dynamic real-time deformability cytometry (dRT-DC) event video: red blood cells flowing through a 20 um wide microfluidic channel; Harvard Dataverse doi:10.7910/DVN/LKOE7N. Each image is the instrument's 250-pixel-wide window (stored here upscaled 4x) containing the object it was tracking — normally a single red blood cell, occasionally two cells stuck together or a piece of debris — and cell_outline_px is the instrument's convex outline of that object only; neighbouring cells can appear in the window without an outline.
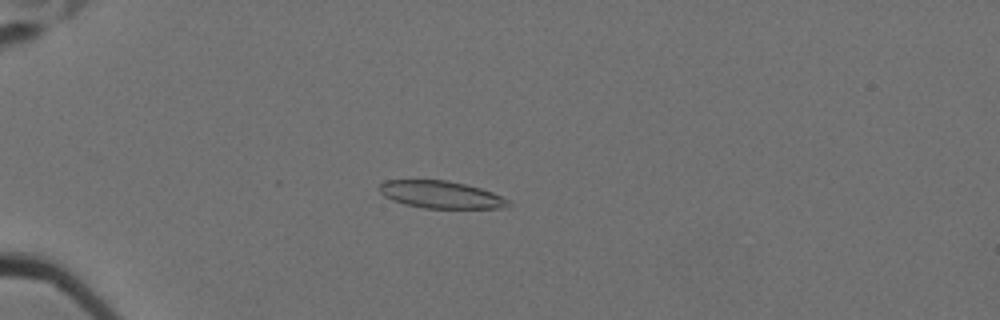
{"species": "Egyptian fruit bat (a non-hibernating species)", "species_latin": "Rousettus aegyptiacus", "temperature_condition": "cold", "stored_images_in_passage": 59, "camera_frame_rate_fps": 3000, "um_per_image_px": 0.085, "animal": {"sex": "female"}, "frame": {"image": 1, "passage_image": 17, "time_ms": 5.333, "image_size_px": [1000, 320], "cell_outline_px": [[512, 204], [504, 208], [424, 208], [404, 204], [392, 200], [384, 196], [380, 192], [380, 184], [384, 180], [448, 180], [480, 188], [492, 192], [508, 200]], "centroid_in_image_um": [37.47, 16.54], "position_along_channel_um": 47.5, "area_um2": 20.46}}
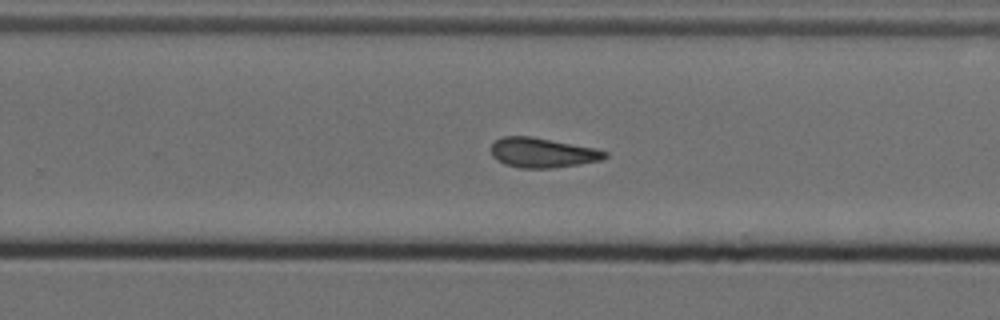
{"frame": {"image": 2, "passage_image": 40, "time_ms": 13.0, "image_size_px": [1000, 320], "cell_outline_px": [[608, 156], [600, 160], [580, 164], [552, 168], [520, 168], [504, 164], [496, 160], [492, 156], [492, 144], [496, 140], [504, 136], [532, 136], [596, 148], [608, 152]], "centroid_in_image_um": [46.11, 12.98], "position_along_channel_um": 283.7, "area_um2": 19.83}}
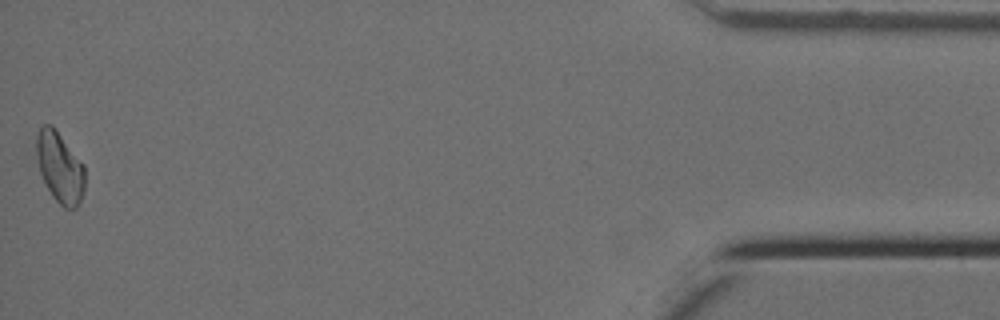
{"frame": {"image": 3, "passage_image": 59, "time_ms": 19.333, "image_size_px": [1000, 320], "cell_outline_px": [[84, 188], [80, 200], [76, 208], [64, 208], [52, 196], [44, 184], [40, 172], [36, 156], [36, 136], [40, 128], [44, 124], [52, 124], [84, 164]], "centroid_in_image_um": [5.07, 14.21], "position_along_channel_um": 430.1, "area_um2": 20.0}, "authors_computed_cell_mechanics": {"area_um2": 20.23, "velocity_mm_per_s": 3.5016, "shape_relaxation_time_tau1_ms": null, "shape_relaxation_time_tau2_ms": 3.8287, "deformation_change_tau1": null, "deformation_change_tau2": 0.1139}}